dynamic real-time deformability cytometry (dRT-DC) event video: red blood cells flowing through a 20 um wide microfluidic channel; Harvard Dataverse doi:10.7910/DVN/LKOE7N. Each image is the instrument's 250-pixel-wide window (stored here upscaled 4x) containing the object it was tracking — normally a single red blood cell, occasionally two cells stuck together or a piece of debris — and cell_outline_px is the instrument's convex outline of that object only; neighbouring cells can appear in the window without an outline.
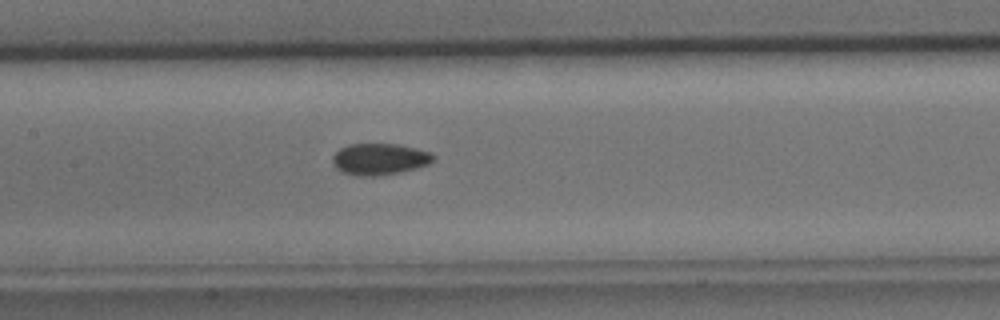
{"species": "common noctule bat (a hibernating species)", "species_latin": "Nyctalus noctula", "temperature_condition": "cold", "stored_images_in_passage": 32, "camera_frame_rate_fps": 3000, "um_per_image_px": 0.085, "animal": {"sex": "male", "body_mass_g": 15.6}, "frame": {"image": 1, "passage_image": 11, "time_ms": 3.333, "image_size_px": [1000, 320], "cell_outline_px": [[436, 156], [428, 164], [416, 168], [400, 172], [376, 176], [356, 176], [340, 172], [332, 164], [332, 156], [340, 148], [348, 144], [396, 144], [432, 152]], "centroid_in_image_um": [32.22, 13.53], "position_along_channel_um": 175.2, "area_um2": 18.61}}
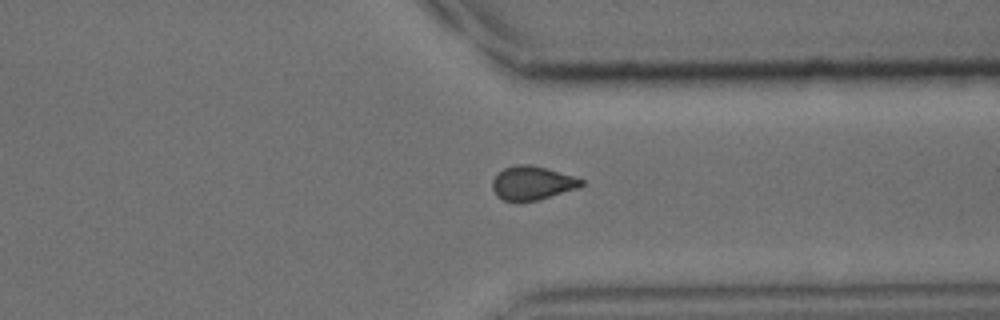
{"frame": {"image": 2, "passage_image": 24, "time_ms": 7.667, "image_size_px": [1000, 320], "cell_outline_px": [[584, 184], [580, 188], [536, 200], [504, 200], [496, 196], [492, 188], [492, 180], [496, 172], [504, 168], [516, 164], [532, 164], [572, 176], [584, 180]], "centroid_in_image_um": [45.21, 15.54], "position_along_channel_um": 366.2, "area_um2": 17.46}}
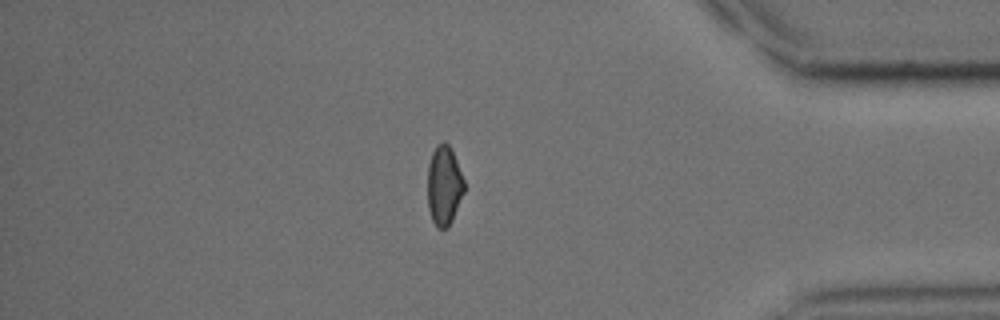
{"frame": {"image": 3, "passage_image": 28, "time_ms": 9.0, "image_size_px": [1000, 320], "cell_outline_px": [[464, 192], [452, 220], [448, 228], [436, 228], [432, 220], [428, 208], [428, 164], [432, 152], [436, 144], [444, 140], [452, 148], [464, 180]], "centroid_in_image_um": [37.74, 15.74], "position_along_channel_um": 397.5, "area_um2": 17.17}}